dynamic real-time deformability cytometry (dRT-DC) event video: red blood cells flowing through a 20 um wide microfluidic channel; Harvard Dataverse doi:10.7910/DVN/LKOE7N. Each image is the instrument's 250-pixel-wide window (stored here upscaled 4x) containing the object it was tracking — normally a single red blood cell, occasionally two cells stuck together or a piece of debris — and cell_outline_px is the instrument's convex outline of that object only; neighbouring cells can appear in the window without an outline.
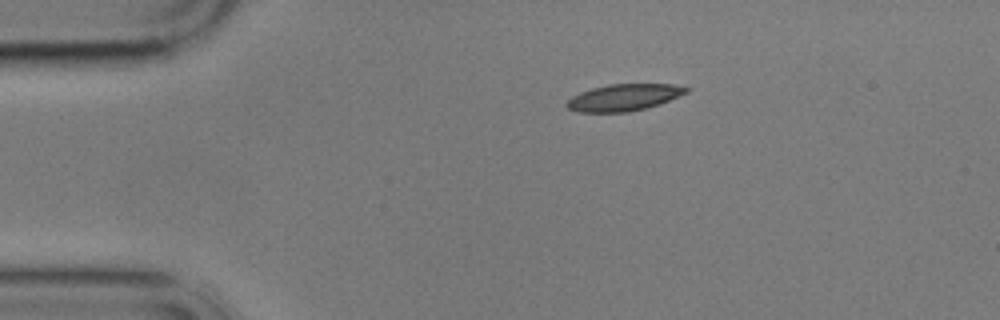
{"species": "common noctule bat (a hibernating species)", "species_latin": "Nyctalus noctula", "temperature_condition": "cold", "stored_images_in_passage": 3, "camera_frame_rate_fps": 3000, "um_per_image_px": 0.085, "animal": {"sex": "male", "body_mass_g": 17.9}, "frame": {"image": 1, "passage_image": 1, "time_ms": 0.0, "image_size_px": [1000, 320], "cell_outline_px": [[688, 92], [660, 104], [628, 112], [580, 112], [568, 108], [564, 104], [572, 96], [580, 92], [592, 88], [608, 84], [672, 84], [688, 88]], "centroid_in_image_um": [53.0, 8.28], "position_along_channel_um": 32.0, "area_um2": 18.5}}